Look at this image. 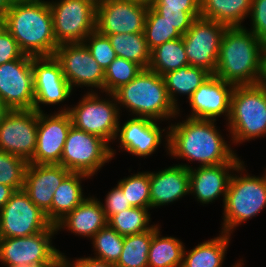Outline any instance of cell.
<instances>
[{
  "label": "cell",
  "instance_id": "36",
  "mask_svg": "<svg viewBox=\"0 0 266 267\" xmlns=\"http://www.w3.org/2000/svg\"><path fill=\"white\" fill-rule=\"evenodd\" d=\"M143 68L135 62L116 57L105 70L103 93L112 94L133 80Z\"/></svg>",
  "mask_w": 266,
  "mask_h": 267
},
{
  "label": "cell",
  "instance_id": "44",
  "mask_svg": "<svg viewBox=\"0 0 266 267\" xmlns=\"http://www.w3.org/2000/svg\"><path fill=\"white\" fill-rule=\"evenodd\" d=\"M153 9H179L182 11H200V0H156Z\"/></svg>",
  "mask_w": 266,
  "mask_h": 267
},
{
  "label": "cell",
  "instance_id": "38",
  "mask_svg": "<svg viewBox=\"0 0 266 267\" xmlns=\"http://www.w3.org/2000/svg\"><path fill=\"white\" fill-rule=\"evenodd\" d=\"M27 166L25 159L0 150V184L22 190Z\"/></svg>",
  "mask_w": 266,
  "mask_h": 267
},
{
  "label": "cell",
  "instance_id": "4",
  "mask_svg": "<svg viewBox=\"0 0 266 267\" xmlns=\"http://www.w3.org/2000/svg\"><path fill=\"white\" fill-rule=\"evenodd\" d=\"M121 110L125 107L133 117L165 121L180 116L179 110L170 101L163 76L143 69L128 84L112 93Z\"/></svg>",
  "mask_w": 266,
  "mask_h": 267
},
{
  "label": "cell",
  "instance_id": "53",
  "mask_svg": "<svg viewBox=\"0 0 266 267\" xmlns=\"http://www.w3.org/2000/svg\"><path fill=\"white\" fill-rule=\"evenodd\" d=\"M58 267H67L63 262Z\"/></svg>",
  "mask_w": 266,
  "mask_h": 267
},
{
  "label": "cell",
  "instance_id": "45",
  "mask_svg": "<svg viewBox=\"0 0 266 267\" xmlns=\"http://www.w3.org/2000/svg\"><path fill=\"white\" fill-rule=\"evenodd\" d=\"M62 262L67 267H116L115 264L106 262L104 260H100L94 257H81L76 258L75 261L68 260L69 258L66 257V255L62 254Z\"/></svg>",
  "mask_w": 266,
  "mask_h": 267
},
{
  "label": "cell",
  "instance_id": "23",
  "mask_svg": "<svg viewBox=\"0 0 266 267\" xmlns=\"http://www.w3.org/2000/svg\"><path fill=\"white\" fill-rule=\"evenodd\" d=\"M191 167L182 163L158 172H150V209L174 203L189 195V168Z\"/></svg>",
  "mask_w": 266,
  "mask_h": 267
},
{
  "label": "cell",
  "instance_id": "7",
  "mask_svg": "<svg viewBox=\"0 0 266 267\" xmlns=\"http://www.w3.org/2000/svg\"><path fill=\"white\" fill-rule=\"evenodd\" d=\"M109 98H100L98 92H89L83 95L74 107H63L61 112H69L72 125L82 131L99 136L108 144L117 134L120 110L113 94L105 93ZM112 98V99H110ZM110 99V100H109Z\"/></svg>",
  "mask_w": 266,
  "mask_h": 267
},
{
  "label": "cell",
  "instance_id": "48",
  "mask_svg": "<svg viewBox=\"0 0 266 267\" xmlns=\"http://www.w3.org/2000/svg\"><path fill=\"white\" fill-rule=\"evenodd\" d=\"M10 111V109L6 106V104L0 99V124L2 123L6 114Z\"/></svg>",
  "mask_w": 266,
  "mask_h": 267
},
{
  "label": "cell",
  "instance_id": "52",
  "mask_svg": "<svg viewBox=\"0 0 266 267\" xmlns=\"http://www.w3.org/2000/svg\"><path fill=\"white\" fill-rule=\"evenodd\" d=\"M243 260H239V263L237 262L235 267H242V265H244V262H242ZM242 262V263H241Z\"/></svg>",
  "mask_w": 266,
  "mask_h": 267
},
{
  "label": "cell",
  "instance_id": "43",
  "mask_svg": "<svg viewBox=\"0 0 266 267\" xmlns=\"http://www.w3.org/2000/svg\"><path fill=\"white\" fill-rule=\"evenodd\" d=\"M104 201L105 205L102 204V206L107 220L112 215L121 213L122 211L132 207L131 204H129V201H127L124 192L118 185L107 193Z\"/></svg>",
  "mask_w": 266,
  "mask_h": 267
},
{
  "label": "cell",
  "instance_id": "50",
  "mask_svg": "<svg viewBox=\"0 0 266 267\" xmlns=\"http://www.w3.org/2000/svg\"><path fill=\"white\" fill-rule=\"evenodd\" d=\"M128 1H133L135 3H139L147 7H151L156 2V0H128Z\"/></svg>",
  "mask_w": 266,
  "mask_h": 267
},
{
  "label": "cell",
  "instance_id": "51",
  "mask_svg": "<svg viewBox=\"0 0 266 267\" xmlns=\"http://www.w3.org/2000/svg\"><path fill=\"white\" fill-rule=\"evenodd\" d=\"M264 83H266V51H265V75H264Z\"/></svg>",
  "mask_w": 266,
  "mask_h": 267
},
{
  "label": "cell",
  "instance_id": "28",
  "mask_svg": "<svg viewBox=\"0 0 266 267\" xmlns=\"http://www.w3.org/2000/svg\"><path fill=\"white\" fill-rule=\"evenodd\" d=\"M220 234L189 251L184 249L182 267H222L231 235L224 232Z\"/></svg>",
  "mask_w": 266,
  "mask_h": 267
},
{
  "label": "cell",
  "instance_id": "37",
  "mask_svg": "<svg viewBox=\"0 0 266 267\" xmlns=\"http://www.w3.org/2000/svg\"><path fill=\"white\" fill-rule=\"evenodd\" d=\"M132 207L150 209V172H138L118 181Z\"/></svg>",
  "mask_w": 266,
  "mask_h": 267
},
{
  "label": "cell",
  "instance_id": "24",
  "mask_svg": "<svg viewBox=\"0 0 266 267\" xmlns=\"http://www.w3.org/2000/svg\"><path fill=\"white\" fill-rule=\"evenodd\" d=\"M106 225L102 202L92 196L87 197L55 224L57 232L65 228L75 235L90 239Z\"/></svg>",
  "mask_w": 266,
  "mask_h": 267
},
{
  "label": "cell",
  "instance_id": "30",
  "mask_svg": "<svg viewBox=\"0 0 266 267\" xmlns=\"http://www.w3.org/2000/svg\"><path fill=\"white\" fill-rule=\"evenodd\" d=\"M108 36L111 45L118 57L132 61L143 69L149 68L151 51L142 33H121Z\"/></svg>",
  "mask_w": 266,
  "mask_h": 267
},
{
  "label": "cell",
  "instance_id": "2",
  "mask_svg": "<svg viewBox=\"0 0 266 267\" xmlns=\"http://www.w3.org/2000/svg\"><path fill=\"white\" fill-rule=\"evenodd\" d=\"M266 45L250 30L227 27L223 34L215 76L234 86L264 81Z\"/></svg>",
  "mask_w": 266,
  "mask_h": 267
},
{
  "label": "cell",
  "instance_id": "20",
  "mask_svg": "<svg viewBox=\"0 0 266 267\" xmlns=\"http://www.w3.org/2000/svg\"><path fill=\"white\" fill-rule=\"evenodd\" d=\"M69 173L60 164L28 163L26 168L23 190L50 222L53 193Z\"/></svg>",
  "mask_w": 266,
  "mask_h": 267
},
{
  "label": "cell",
  "instance_id": "5",
  "mask_svg": "<svg viewBox=\"0 0 266 267\" xmlns=\"http://www.w3.org/2000/svg\"><path fill=\"white\" fill-rule=\"evenodd\" d=\"M235 171L237 174L231 175L228 184L221 224V232L229 235L241 223L256 217L266 208V168L262 176H252L245 170L242 161Z\"/></svg>",
  "mask_w": 266,
  "mask_h": 267
},
{
  "label": "cell",
  "instance_id": "33",
  "mask_svg": "<svg viewBox=\"0 0 266 267\" xmlns=\"http://www.w3.org/2000/svg\"><path fill=\"white\" fill-rule=\"evenodd\" d=\"M148 208L131 207L121 213L112 215L107 224L122 236L138 234L152 229L151 215Z\"/></svg>",
  "mask_w": 266,
  "mask_h": 267
},
{
  "label": "cell",
  "instance_id": "22",
  "mask_svg": "<svg viewBox=\"0 0 266 267\" xmlns=\"http://www.w3.org/2000/svg\"><path fill=\"white\" fill-rule=\"evenodd\" d=\"M240 163L228 162L189 168V194H193L202 205L213 203L220 196L224 203L230 177Z\"/></svg>",
  "mask_w": 266,
  "mask_h": 267
},
{
  "label": "cell",
  "instance_id": "21",
  "mask_svg": "<svg viewBox=\"0 0 266 267\" xmlns=\"http://www.w3.org/2000/svg\"><path fill=\"white\" fill-rule=\"evenodd\" d=\"M234 87L215 75H211L188 100L191 112L187 117L216 120V117L225 114L227 118L224 119L228 120Z\"/></svg>",
  "mask_w": 266,
  "mask_h": 267
},
{
  "label": "cell",
  "instance_id": "9",
  "mask_svg": "<svg viewBox=\"0 0 266 267\" xmlns=\"http://www.w3.org/2000/svg\"><path fill=\"white\" fill-rule=\"evenodd\" d=\"M53 17V32L56 42H84L96 30L97 0L48 1Z\"/></svg>",
  "mask_w": 266,
  "mask_h": 267
},
{
  "label": "cell",
  "instance_id": "39",
  "mask_svg": "<svg viewBox=\"0 0 266 267\" xmlns=\"http://www.w3.org/2000/svg\"><path fill=\"white\" fill-rule=\"evenodd\" d=\"M83 43L104 71L117 57L108 36L99 33L97 30L91 32Z\"/></svg>",
  "mask_w": 266,
  "mask_h": 267
},
{
  "label": "cell",
  "instance_id": "49",
  "mask_svg": "<svg viewBox=\"0 0 266 267\" xmlns=\"http://www.w3.org/2000/svg\"><path fill=\"white\" fill-rule=\"evenodd\" d=\"M60 264L61 263H34L30 265H24L22 267H58Z\"/></svg>",
  "mask_w": 266,
  "mask_h": 267
},
{
  "label": "cell",
  "instance_id": "6",
  "mask_svg": "<svg viewBox=\"0 0 266 267\" xmlns=\"http://www.w3.org/2000/svg\"><path fill=\"white\" fill-rule=\"evenodd\" d=\"M226 121L233 143L266 137V83L235 86Z\"/></svg>",
  "mask_w": 266,
  "mask_h": 267
},
{
  "label": "cell",
  "instance_id": "26",
  "mask_svg": "<svg viewBox=\"0 0 266 267\" xmlns=\"http://www.w3.org/2000/svg\"><path fill=\"white\" fill-rule=\"evenodd\" d=\"M252 0H200V17L227 27H243Z\"/></svg>",
  "mask_w": 266,
  "mask_h": 267
},
{
  "label": "cell",
  "instance_id": "12",
  "mask_svg": "<svg viewBox=\"0 0 266 267\" xmlns=\"http://www.w3.org/2000/svg\"><path fill=\"white\" fill-rule=\"evenodd\" d=\"M226 29L227 26L219 22L197 18L182 36L189 65L203 68L214 75Z\"/></svg>",
  "mask_w": 266,
  "mask_h": 267
},
{
  "label": "cell",
  "instance_id": "42",
  "mask_svg": "<svg viewBox=\"0 0 266 267\" xmlns=\"http://www.w3.org/2000/svg\"><path fill=\"white\" fill-rule=\"evenodd\" d=\"M24 55L13 36L0 23V65L22 58Z\"/></svg>",
  "mask_w": 266,
  "mask_h": 267
},
{
  "label": "cell",
  "instance_id": "46",
  "mask_svg": "<svg viewBox=\"0 0 266 267\" xmlns=\"http://www.w3.org/2000/svg\"><path fill=\"white\" fill-rule=\"evenodd\" d=\"M14 192L15 191L11 187L0 184V210L8 202Z\"/></svg>",
  "mask_w": 266,
  "mask_h": 267
},
{
  "label": "cell",
  "instance_id": "35",
  "mask_svg": "<svg viewBox=\"0 0 266 267\" xmlns=\"http://www.w3.org/2000/svg\"><path fill=\"white\" fill-rule=\"evenodd\" d=\"M94 258L116 264L123 250L124 236L108 224L99 230L92 238Z\"/></svg>",
  "mask_w": 266,
  "mask_h": 267
},
{
  "label": "cell",
  "instance_id": "27",
  "mask_svg": "<svg viewBox=\"0 0 266 267\" xmlns=\"http://www.w3.org/2000/svg\"><path fill=\"white\" fill-rule=\"evenodd\" d=\"M210 76L211 74L205 69L190 65H185L163 75L170 101L179 110V113L180 108L177 102V95H187V99L189 100L192 94Z\"/></svg>",
  "mask_w": 266,
  "mask_h": 267
},
{
  "label": "cell",
  "instance_id": "31",
  "mask_svg": "<svg viewBox=\"0 0 266 267\" xmlns=\"http://www.w3.org/2000/svg\"><path fill=\"white\" fill-rule=\"evenodd\" d=\"M189 65L182 37L157 46L151 51L149 69L163 76Z\"/></svg>",
  "mask_w": 266,
  "mask_h": 267
},
{
  "label": "cell",
  "instance_id": "19",
  "mask_svg": "<svg viewBox=\"0 0 266 267\" xmlns=\"http://www.w3.org/2000/svg\"><path fill=\"white\" fill-rule=\"evenodd\" d=\"M158 121L148 118L133 117L119 126L115 140H119V146L124 151L137 157L150 156L162 143L163 135L165 136V148L168 154V126L161 129L157 124ZM164 132V134H162Z\"/></svg>",
  "mask_w": 266,
  "mask_h": 267
},
{
  "label": "cell",
  "instance_id": "25",
  "mask_svg": "<svg viewBox=\"0 0 266 267\" xmlns=\"http://www.w3.org/2000/svg\"><path fill=\"white\" fill-rule=\"evenodd\" d=\"M85 178L87 180L91 177L84 173L70 172L54 191L51 205V223L53 225L87 198L84 196L81 186Z\"/></svg>",
  "mask_w": 266,
  "mask_h": 267
},
{
  "label": "cell",
  "instance_id": "10",
  "mask_svg": "<svg viewBox=\"0 0 266 267\" xmlns=\"http://www.w3.org/2000/svg\"><path fill=\"white\" fill-rule=\"evenodd\" d=\"M56 226L27 237L1 238L0 262L7 267L34 263H62V254L52 245Z\"/></svg>",
  "mask_w": 266,
  "mask_h": 267
},
{
  "label": "cell",
  "instance_id": "11",
  "mask_svg": "<svg viewBox=\"0 0 266 267\" xmlns=\"http://www.w3.org/2000/svg\"><path fill=\"white\" fill-rule=\"evenodd\" d=\"M53 224L24 190L15 191L0 210L1 238L27 237L48 230Z\"/></svg>",
  "mask_w": 266,
  "mask_h": 267
},
{
  "label": "cell",
  "instance_id": "17",
  "mask_svg": "<svg viewBox=\"0 0 266 267\" xmlns=\"http://www.w3.org/2000/svg\"><path fill=\"white\" fill-rule=\"evenodd\" d=\"M34 110L43 112L40 106L57 105L72 95L73 89L63 75L60 62L54 57H33Z\"/></svg>",
  "mask_w": 266,
  "mask_h": 267
},
{
  "label": "cell",
  "instance_id": "13",
  "mask_svg": "<svg viewBox=\"0 0 266 267\" xmlns=\"http://www.w3.org/2000/svg\"><path fill=\"white\" fill-rule=\"evenodd\" d=\"M54 57L60 62L63 75L71 88L91 87L103 92L105 71L83 42L60 44ZM94 88V89H92Z\"/></svg>",
  "mask_w": 266,
  "mask_h": 267
},
{
  "label": "cell",
  "instance_id": "1",
  "mask_svg": "<svg viewBox=\"0 0 266 267\" xmlns=\"http://www.w3.org/2000/svg\"><path fill=\"white\" fill-rule=\"evenodd\" d=\"M216 121L187 117L171 123L168 127V154L192 163L198 161L199 166L242 162L217 129Z\"/></svg>",
  "mask_w": 266,
  "mask_h": 267
},
{
  "label": "cell",
  "instance_id": "32",
  "mask_svg": "<svg viewBox=\"0 0 266 267\" xmlns=\"http://www.w3.org/2000/svg\"><path fill=\"white\" fill-rule=\"evenodd\" d=\"M153 228L145 232L124 236L123 250L116 267H148V254Z\"/></svg>",
  "mask_w": 266,
  "mask_h": 267
},
{
  "label": "cell",
  "instance_id": "18",
  "mask_svg": "<svg viewBox=\"0 0 266 267\" xmlns=\"http://www.w3.org/2000/svg\"><path fill=\"white\" fill-rule=\"evenodd\" d=\"M72 126L69 112H38L36 150L28 163L60 164L63 147Z\"/></svg>",
  "mask_w": 266,
  "mask_h": 267
},
{
  "label": "cell",
  "instance_id": "14",
  "mask_svg": "<svg viewBox=\"0 0 266 267\" xmlns=\"http://www.w3.org/2000/svg\"><path fill=\"white\" fill-rule=\"evenodd\" d=\"M32 56L0 65V99L10 110L34 109Z\"/></svg>",
  "mask_w": 266,
  "mask_h": 267
},
{
  "label": "cell",
  "instance_id": "40",
  "mask_svg": "<svg viewBox=\"0 0 266 267\" xmlns=\"http://www.w3.org/2000/svg\"><path fill=\"white\" fill-rule=\"evenodd\" d=\"M158 14L164 17L168 23L183 36L192 23L200 18V11H182L179 9H154Z\"/></svg>",
  "mask_w": 266,
  "mask_h": 267
},
{
  "label": "cell",
  "instance_id": "34",
  "mask_svg": "<svg viewBox=\"0 0 266 267\" xmlns=\"http://www.w3.org/2000/svg\"><path fill=\"white\" fill-rule=\"evenodd\" d=\"M144 36L150 51L167 41L182 37L174 26L164 20V17L152 7H148L147 10Z\"/></svg>",
  "mask_w": 266,
  "mask_h": 267
},
{
  "label": "cell",
  "instance_id": "8",
  "mask_svg": "<svg viewBox=\"0 0 266 267\" xmlns=\"http://www.w3.org/2000/svg\"><path fill=\"white\" fill-rule=\"evenodd\" d=\"M105 140L71 126L61 155L60 165L70 172L96 175L116 151Z\"/></svg>",
  "mask_w": 266,
  "mask_h": 267
},
{
  "label": "cell",
  "instance_id": "29",
  "mask_svg": "<svg viewBox=\"0 0 266 267\" xmlns=\"http://www.w3.org/2000/svg\"><path fill=\"white\" fill-rule=\"evenodd\" d=\"M159 224L153 227L148 267H182L185 245L172 236H161Z\"/></svg>",
  "mask_w": 266,
  "mask_h": 267
},
{
  "label": "cell",
  "instance_id": "41",
  "mask_svg": "<svg viewBox=\"0 0 266 267\" xmlns=\"http://www.w3.org/2000/svg\"><path fill=\"white\" fill-rule=\"evenodd\" d=\"M251 29H249L260 41L266 45V0H252Z\"/></svg>",
  "mask_w": 266,
  "mask_h": 267
},
{
  "label": "cell",
  "instance_id": "16",
  "mask_svg": "<svg viewBox=\"0 0 266 267\" xmlns=\"http://www.w3.org/2000/svg\"><path fill=\"white\" fill-rule=\"evenodd\" d=\"M147 10L128 0H97L96 30L103 35L142 33Z\"/></svg>",
  "mask_w": 266,
  "mask_h": 267
},
{
  "label": "cell",
  "instance_id": "15",
  "mask_svg": "<svg viewBox=\"0 0 266 267\" xmlns=\"http://www.w3.org/2000/svg\"><path fill=\"white\" fill-rule=\"evenodd\" d=\"M38 112L10 110L0 124V150L29 162L36 150Z\"/></svg>",
  "mask_w": 266,
  "mask_h": 267
},
{
  "label": "cell",
  "instance_id": "3",
  "mask_svg": "<svg viewBox=\"0 0 266 267\" xmlns=\"http://www.w3.org/2000/svg\"><path fill=\"white\" fill-rule=\"evenodd\" d=\"M0 23L13 36L25 55H55L59 44L55 40L48 0H13Z\"/></svg>",
  "mask_w": 266,
  "mask_h": 267
},
{
  "label": "cell",
  "instance_id": "47",
  "mask_svg": "<svg viewBox=\"0 0 266 267\" xmlns=\"http://www.w3.org/2000/svg\"><path fill=\"white\" fill-rule=\"evenodd\" d=\"M13 0H0V21L5 17L10 9Z\"/></svg>",
  "mask_w": 266,
  "mask_h": 267
}]
</instances>
